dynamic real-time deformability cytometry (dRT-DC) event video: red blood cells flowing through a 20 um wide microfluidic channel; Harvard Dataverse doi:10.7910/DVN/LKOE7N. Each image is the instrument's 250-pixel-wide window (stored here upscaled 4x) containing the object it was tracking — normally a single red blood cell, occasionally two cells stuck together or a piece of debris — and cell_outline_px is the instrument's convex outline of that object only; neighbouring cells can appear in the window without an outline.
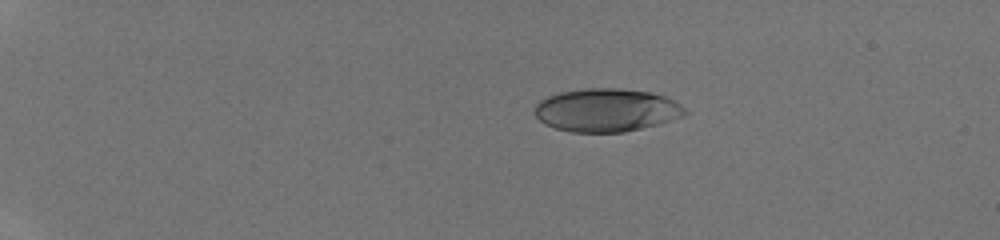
{"species": "human", "species_latin": "Homo sapiens", "temperature_condition": "room temperature", "stored_images_in_passage": 37, "camera_frame_rate_fps": 3000, "um_per_image_px": 0.085, "donor": {"sex": "male"}, "frame": {"image": 1, "passage_image": 1, "time_ms": 0.0, "image_size_px": [1000, 240], "cell_outline_px": [[688, 112], [684, 116], [660, 124], [624, 132], [572, 132], [556, 128], [544, 124], [536, 116], [536, 104], [540, 100], [548, 96], [560, 92], [584, 88], [620, 88], [652, 92], [664, 96], [688, 108]], "centroid_in_image_um": [51.59, 9.36], "position_along_channel_um": 33.4, "area_um2": 37.97}}
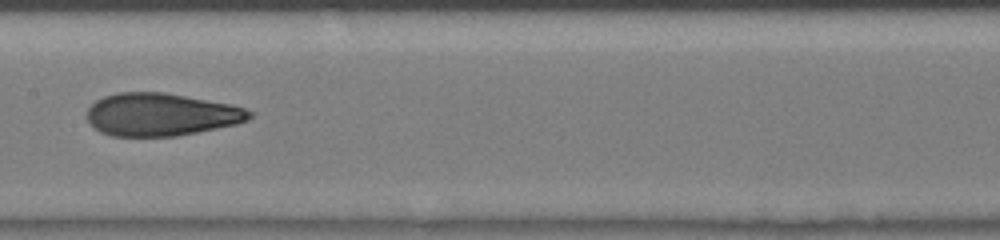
{"frame": {"image": 2, "passage_image": 18, "time_ms": 5.667, "image_size_px": [1000, 240], "cell_outline_px": [[252, 116], [248, 120], [236, 124], [176, 136], [112, 136], [100, 132], [88, 120], [88, 108], [96, 100], [104, 96], [120, 92], [164, 92], [232, 104], [244, 108], [252, 112]], "centroid_in_image_um": [13.69, 9.73], "position_along_channel_um": 193.7, "area_um2": 40.29}}
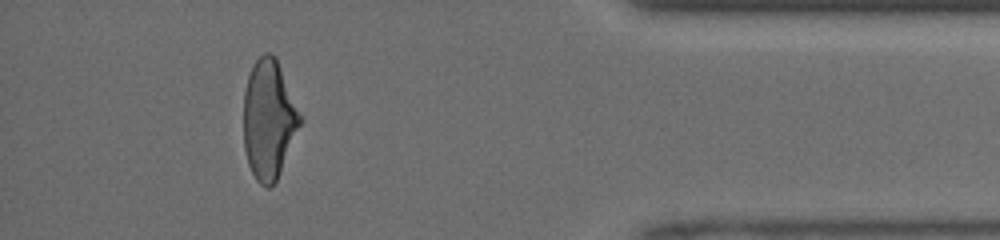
{"frame": {"image": 3, "passage_image": 34, "time_ms": 11.0, "image_size_px": [1000, 240], "cell_outline_px": [[304, 120], [276, 180], [268, 188], [260, 184], [256, 180], [248, 164], [244, 148], [244, 92], [248, 76], [256, 60], [264, 52], [268, 52], [276, 56]], "centroid_in_image_um": [22.87, 10.14], "position_along_channel_um": 412.3, "area_um2": 39.42}}